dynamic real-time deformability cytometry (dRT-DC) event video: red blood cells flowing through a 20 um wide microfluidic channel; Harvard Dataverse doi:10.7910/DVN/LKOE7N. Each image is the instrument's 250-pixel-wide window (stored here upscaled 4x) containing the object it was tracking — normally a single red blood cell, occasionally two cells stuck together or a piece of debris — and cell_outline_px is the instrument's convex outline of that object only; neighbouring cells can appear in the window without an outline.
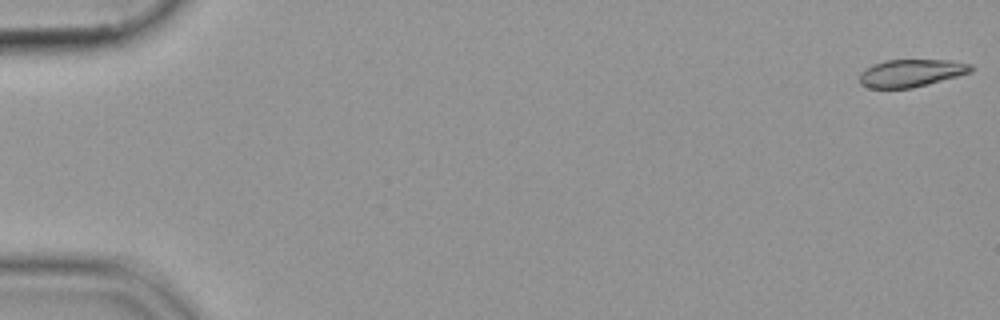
{"species": "common noctule bat (a hibernating species)", "species_latin": "Nyctalus noctula", "temperature_condition": "cold", "stored_images_in_passage": 55, "camera_frame_rate_fps": 3000, "um_per_image_px": 0.085, "animal": {"sex": "female", "body_mass_g": 19.9}, "frame": {"image": 1, "passage_image": 1, "time_ms": 0.0, "image_size_px": [1000, 320], "cell_outline_px": [[976, 68], [972, 72], [928, 84], [912, 88], [868, 88], [860, 84], [860, 72], [872, 64], [884, 60], [952, 60], [972, 64]], "centroid_in_image_um": [77.47, 6.2], "position_along_channel_um": 7.5, "area_um2": 18.09}}
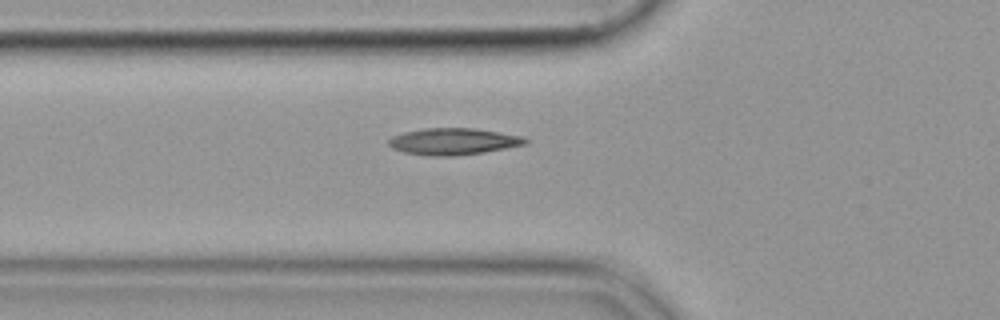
{"frame": {"image": 2, "passage_image": 20, "time_ms": 6.333, "image_size_px": [1000, 320], "cell_outline_px": [[528, 144], [484, 152], [452, 156], [432, 156], [404, 152], [392, 148], [388, 144], [388, 140], [392, 136], [404, 132], [424, 128], [476, 128], [524, 136], [528, 140]], "centroid_in_image_um": [38.56, 12.02], "position_along_channel_um": 87.2, "area_um2": 21.33}}
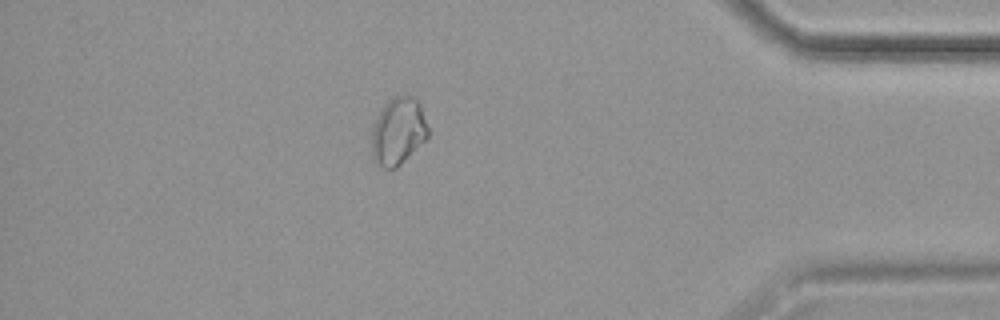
{"frame": {"image": 3, "passage_image": 48, "time_ms": 15.667, "image_size_px": [1000, 320], "cell_outline_px": [[428, 136], [396, 168], [384, 168], [376, 164], [372, 156], [372, 128], [384, 104], [392, 96], [416, 96], [420, 104], [428, 128]], "centroid_in_image_um": [33.83, 11.14], "position_along_channel_um": 401.4, "area_um2": 21.85}}